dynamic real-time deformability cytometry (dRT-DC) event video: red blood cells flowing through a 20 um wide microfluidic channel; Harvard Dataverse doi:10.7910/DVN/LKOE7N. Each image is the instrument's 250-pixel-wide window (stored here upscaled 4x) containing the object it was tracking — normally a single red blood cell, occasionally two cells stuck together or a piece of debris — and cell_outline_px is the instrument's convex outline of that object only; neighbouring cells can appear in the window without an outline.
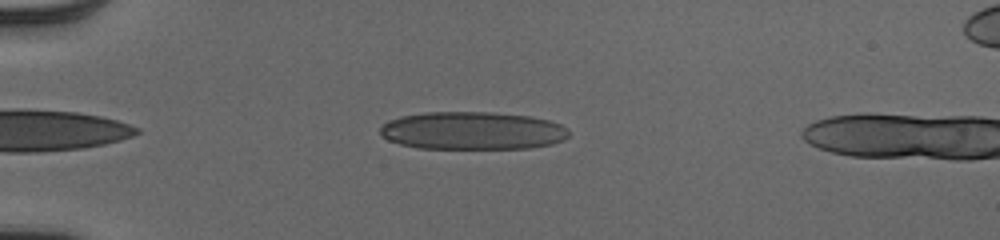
{"species": "human", "species_latin": "Homo sapiens", "temperature_condition": "cold", "stored_images_in_passage": 38, "camera_frame_rate_fps": 3000, "um_per_image_px": 0.085, "donor": {"sex": "male"}, "frame": {"image": 1, "passage_image": 5, "time_ms": 1.333, "image_size_px": [1000, 240], "cell_outline_px": [[568, 136], [564, 140], [552, 144], [528, 148], [420, 148], [400, 144], [388, 140], [380, 132], [380, 128], [388, 120], [400, 116], [424, 112], [492, 112], [528, 116], [548, 120], [560, 124], [568, 132]], "centroid_in_image_um": [40.14, 11.1], "position_along_channel_um": 44.9, "area_um2": 41.5}}
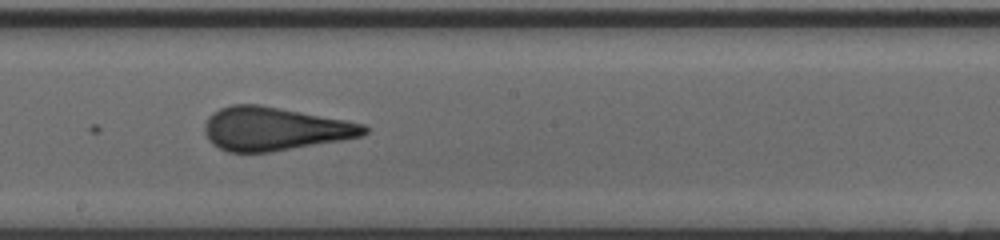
{"frame": {"image": 2, "passage_image": 21, "time_ms": 6.667, "image_size_px": [1000, 240], "cell_outline_px": [[368, 132], [360, 136], [340, 140], [268, 152], [228, 152], [212, 144], [208, 140], [204, 132], [204, 124], [208, 116], [212, 112], [220, 108], [232, 104], [260, 104], [344, 120], [364, 124], [368, 128]], "centroid_in_image_um": [23.26, 10.94], "position_along_channel_um": 224.9, "area_um2": 40.11}}
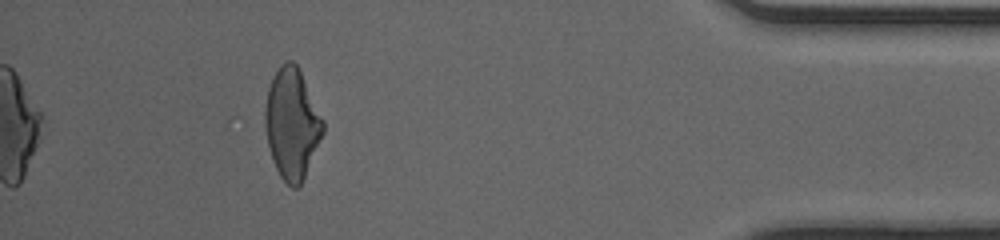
{"frame": {"image": 3, "passage_image": 38, "time_ms": 12.333, "image_size_px": [1000, 240], "cell_outline_px": [[324, 132], [304, 176], [300, 184], [296, 188], [292, 188], [280, 176], [276, 168], [268, 144], [264, 124], [264, 112], [268, 88], [280, 64], [284, 60], [292, 60], [296, 64], [324, 120]], "centroid_in_image_um": [24.81, 10.49], "position_along_channel_um": 410.4, "area_um2": 36.76}, "authors_computed_cell_mechanics": {"area_um2": 40.1132, "velocity_mm_per_s": 4.0592, "shape_relaxation_time_tau1_ms": 6.6674, "shape_relaxation_time_tau2_ms": 0.7212, "deformation_change_tau1": 0.2183, "deformation_change_tau2": 0.0898}}